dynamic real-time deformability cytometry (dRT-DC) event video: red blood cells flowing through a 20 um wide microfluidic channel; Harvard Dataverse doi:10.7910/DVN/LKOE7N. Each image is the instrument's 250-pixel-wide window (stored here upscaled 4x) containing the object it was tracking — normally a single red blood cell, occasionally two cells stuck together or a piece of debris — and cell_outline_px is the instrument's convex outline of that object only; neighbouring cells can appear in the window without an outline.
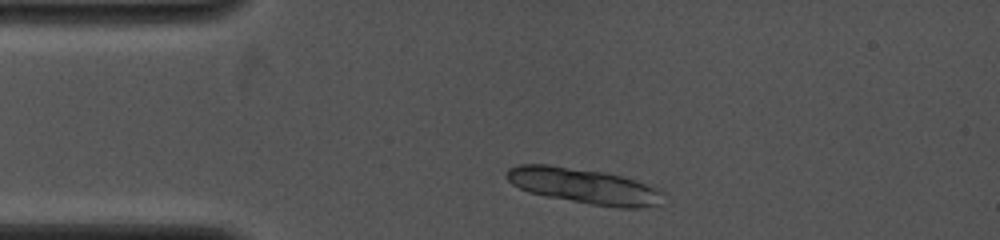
{"species": "common noctule bat (a hibernating species)", "species_latin": "Nyctalus noctula", "temperature_condition": "cold", "stored_images_in_passage": 2, "camera_frame_rate_fps": 4000, "um_per_image_px": 0.085, "animal": {"sex": "female", "body_mass_g": 19.0, "forearm_length_mm": 53.3}, "frame": {"image": 1, "passage_image": 2, "time_ms": 0.75, "image_size_px": [1000, 240], "cell_outline_px": [[668, 192], [660, 204], [640, 208], [616, 208], [544, 196], [528, 192], [512, 184], [508, 180], [504, 172], [508, 168], [520, 164], [548, 164], [604, 172], [620, 176]], "centroid_in_image_um": [49.63, 15.81], "position_along_channel_um": 35.4, "area_um2": 32.48}}